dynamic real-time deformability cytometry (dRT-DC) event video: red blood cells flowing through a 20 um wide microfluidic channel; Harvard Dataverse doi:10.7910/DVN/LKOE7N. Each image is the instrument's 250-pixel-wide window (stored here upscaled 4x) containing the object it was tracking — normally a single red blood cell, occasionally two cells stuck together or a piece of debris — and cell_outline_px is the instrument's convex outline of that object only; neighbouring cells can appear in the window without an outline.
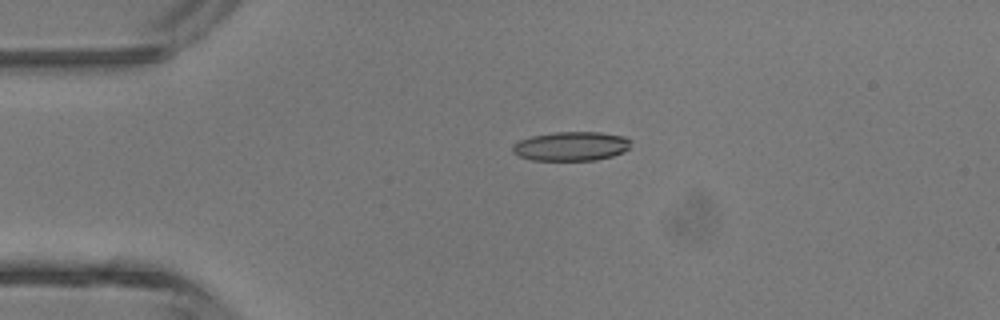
{"species": "common noctule bat (a hibernating species)", "species_latin": "Nyctalus noctula", "temperature_condition": "room temperature", "stored_images_in_passage": 5, "camera_frame_rate_fps": 3000, "um_per_image_px": 0.085, "animal": {"sex": "male", "body_mass_g": 13.3}, "frame": {"image": 1, "passage_image": 3, "time_ms": 2.333, "image_size_px": [1000, 320], "cell_outline_px": [[632, 140], [628, 148], [624, 152], [612, 156], [596, 160], [532, 160], [520, 156], [512, 152], [512, 144], [520, 140], [532, 136], [556, 132], [600, 132], [624, 136]], "centroid_in_image_um": [48.56, 12.42], "position_along_channel_um": 36.4, "area_um2": 20.11}}